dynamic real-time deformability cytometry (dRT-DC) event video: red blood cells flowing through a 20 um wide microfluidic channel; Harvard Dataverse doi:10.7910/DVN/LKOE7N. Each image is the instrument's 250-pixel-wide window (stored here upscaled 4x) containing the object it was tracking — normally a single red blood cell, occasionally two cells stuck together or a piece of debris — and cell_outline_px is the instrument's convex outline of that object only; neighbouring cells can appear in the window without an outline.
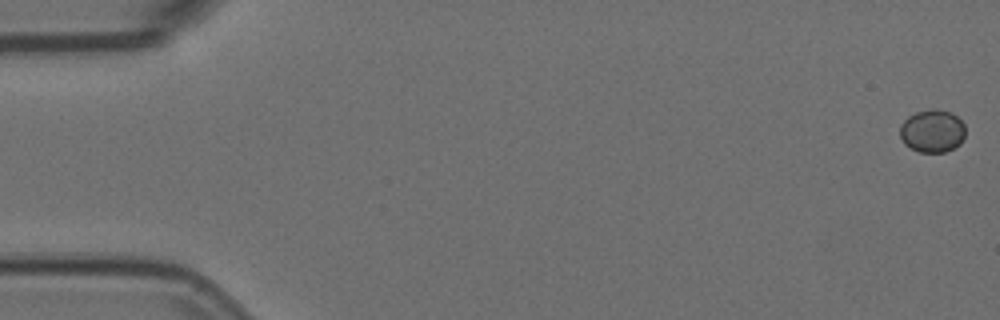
{"species": "Egyptian fruit bat (a non-hibernating species)", "species_latin": "Rousettus aegyptiacus", "temperature_condition": "room temperature", "stored_images_in_passage": 56, "camera_frame_rate_fps": 3000, "um_per_image_px": 0.085, "animal": {"sex": "female"}, "frame": {"image": 1, "passage_image": 1, "time_ms": 0.0, "image_size_px": [1000, 320], "cell_outline_px": [[964, 136], [960, 144], [944, 152], [920, 152], [904, 144], [900, 136], [900, 124], [908, 116], [916, 112], [932, 108], [952, 112], [964, 124]], "centroid_in_image_um": [79.23, 11.12], "position_along_channel_um": 5.8, "area_um2": 16.3}}
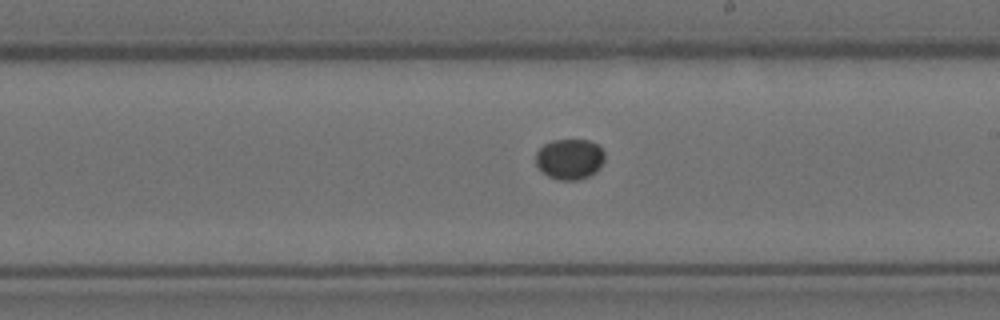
{"frame": {"image": 2, "passage_image": 32, "time_ms": 10.333, "image_size_px": [1000, 320], "cell_outline_px": [[604, 160], [600, 168], [596, 172], [588, 176], [576, 180], [556, 180], [548, 176], [536, 164], [536, 152], [544, 144], [552, 140], [588, 140], [596, 144], [604, 152]], "centroid_in_image_um": [48.42, 13.52], "position_along_channel_um": 240.6, "area_um2": 16.24}}
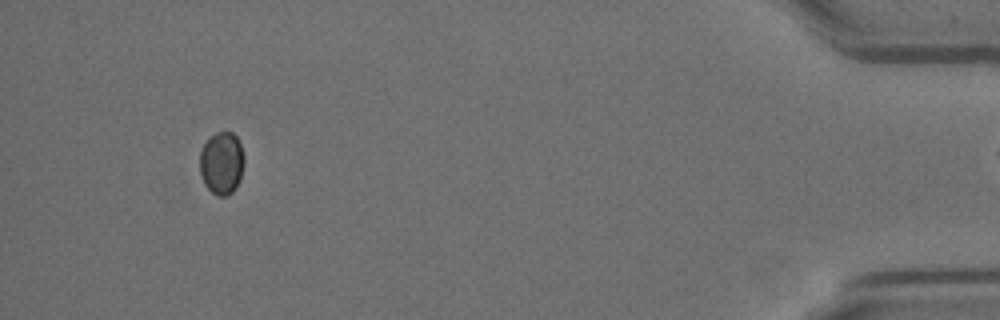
{"frame": {"image": 3, "passage_image": 52, "time_ms": 17.0, "image_size_px": [1000, 320], "cell_outline_px": [[244, 164], [240, 180], [236, 188], [228, 196], [216, 196], [204, 184], [200, 176], [200, 152], [208, 136], [224, 128], [232, 132], [236, 136], [240, 144], [244, 156]], "centroid_in_image_um": [18.84, 13.83], "position_along_channel_um": 416.4, "area_um2": 16.7}}